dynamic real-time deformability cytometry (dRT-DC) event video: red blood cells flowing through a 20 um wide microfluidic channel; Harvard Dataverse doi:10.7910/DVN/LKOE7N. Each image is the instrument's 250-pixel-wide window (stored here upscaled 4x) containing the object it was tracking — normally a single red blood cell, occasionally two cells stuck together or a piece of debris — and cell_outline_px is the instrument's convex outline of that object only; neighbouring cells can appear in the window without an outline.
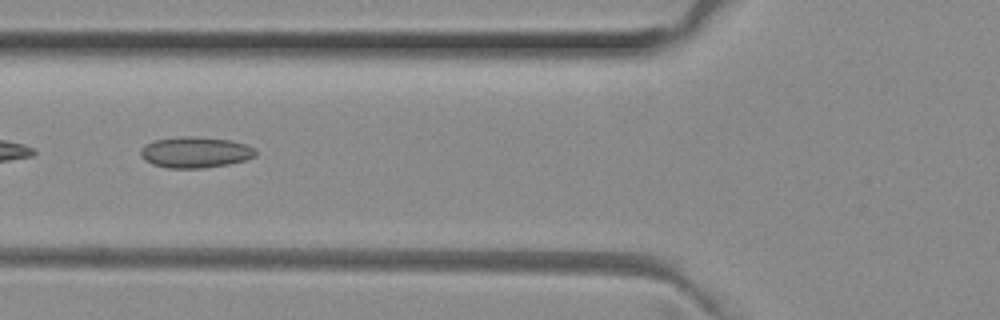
{"species": "common noctule bat (a hibernating species)", "species_latin": "Nyctalus noctula", "temperature_condition": "room temperature", "stored_images_in_passage": 46, "camera_frame_rate_fps": 3000, "um_per_image_px": 0.085, "animal": {"sex": "female", "body_mass_g": 29.2, "forearm_length_mm": 56.3}, "frame": {"image": 1, "passage_image": 14, "time_ms": 4.333, "image_size_px": [1000, 320], "cell_outline_px": [[256, 156], [244, 160], [228, 164], [204, 168], [168, 168], [152, 164], [144, 160], [140, 156], [140, 148], [156, 140], [184, 136], [188, 136], [232, 140], [244, 144], [252, 148], [256, 152]], "centroid_in_image_um": [16.58, 12.95], "position_along_channel_um": 109.2, "area_um2": 20.58}}
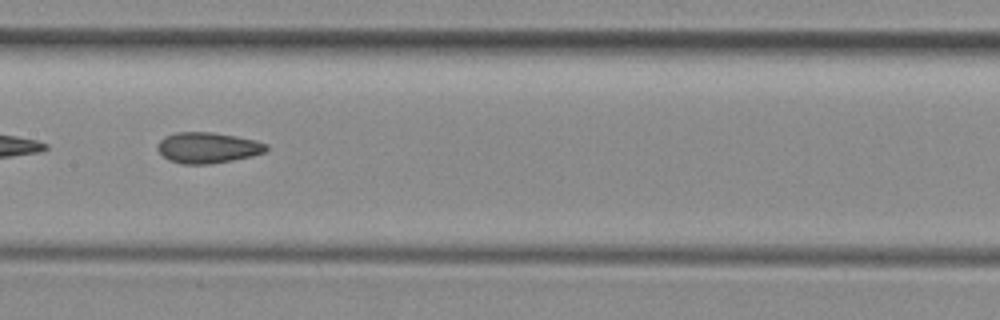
{"frame": {"image": 2, "passage_image": 20, "time_ms": 6.333, "image_size_px": [1000, 320], "cell_outline_px": [[268, 148], [264, 152], [252, 156], [232, 160], [208, 164], [180, 164], [168, 160], [156, 148], [156, 144], [164, 136], [176, 132], [212, 132], [236, 136], [256, 140], [268, 144]], "centroid_in_image_um": [17.63, 12.55], "position_along_channel_um": 189.8, "area_um2": 19.65}, "authors_computed_cell_mechanics": {"area_um2": 19.5364, "velocity_mm_per_s": 4.0115, "shape_relaxation_time_tau1_ms": null, "shape_relaxation_time_tau2_ms": 2.2299, "deformation_change_tau1": null, "deformation_change_tau2": 0.0921}}